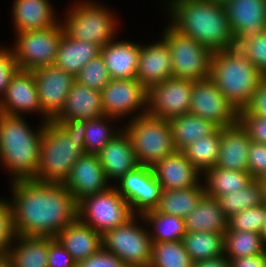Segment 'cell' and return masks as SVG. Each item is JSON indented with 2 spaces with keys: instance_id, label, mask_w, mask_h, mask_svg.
Here are the masks:
<instances>
[{
  "instance_id": "44dd1931",
  "label": "cell",
  "mask_w": 266,
  "mask_h": 267,
  "mask_svg": "<svg viewBox=\"0 0 266 267\" xmlns=\"http://www.w3.org/2000/svg\"><path fill=\"white\" fill-rule=\"evenodd\" d=\"M104 115L101 91L91 89L75 81L67 95L64 108L53 121L77 125L80 122Z\"/></svg>"
},
{
  "instance_id": "7bdbcfd3",
  "label": "cell",
  "mask_w": 266,
  "mask_h": 267,
  "mask_svg": "<svg viewBox=\"0 0 266 267\" xmlns=\"http://www.w3.org/2000/svg\"><path fill=\"white\" fill-rule=\"evenodd\" d=\"M237 47L266 77V29L260 35L242 41Z\"/></svg>"
},
{
  "instance_id": "5b68a950",
  "label": "cell",
  "mask_w": 266,
  "mask_h": 267,
  "mask_svg": "<svg viewBox=\"0 0 266 267\" xmlns=\"http://www.w3.org/2000/svg\"><path fill=\"white\" fill-rule=\"evenodd\" d=\"M264 78L238 47L213 52L210 79L238 112L248 106Z\"/></svg>"
},
{
  "instance_id": "6f0895ef",
  "label": "cell",
  "mask_w": 266,
  "mask_h": 267,
  "mask_svg": "<svg viewBox=\"0 0 266 267\" xmlns=\"http://www.w3.org/2000/svg\"><path fill=\"white\" fill-rule=\"evenodd\" d=\"M206 1H211V2H215V3H222V4H224L227 0H206Z\"/></svg>"
},
{
  "instance_id": "5bb4252c",
  "label": "cell",
  "mask_w": 266,
  "mask_h": 267,
  "mask_svg": "<svg viewBox=\"0 0 266 267\" xmlns=\"http://www.w3.org/2000/svg\"><path fill=\"white\" fill-rule=\"evenodd\" d=\"M189 113L214 122L220 128L238 123L239 112L210 78L195 81Z\"/></svg>"
},
{
  "instance_id": "f907efd6",
  "label": "cell",
  "mask_w": 266,
  "mask_h": 267,
  "mask_svg": "<svg viewBox=\"0 0 266 267\" xmlns=\"http://www.w3.org/2000/svg\"><path fill=\"white\" fill-rule=\"evenodd\" d=\"M242 111L246 115L266 117V77L260 82L250 103Z\"/></svg>"
},
{
  "instance_id": "ab89813d",
  "label": "cell",
  "mask_w": 266,
  "mask_h": 267,
  "mask_svg": "<svg viewBox=\"0 0 266 267\" xmlns=\"http://www.w3.org/2000/svg\"><path fill=\"white\" fill-rule=\"evenodd\" d=\"M193 263L182 240L153 242L149 267H192Z\"/></svg>"
},
{
  "instance_id": "11a10c76",
  "label": "cell",
  "mask_w": 266,
  "mask_h": 267,
  "mask_svg": "<svg viewBox=\"0 0 266 267\" xmlns=\"http://www.w3.org/2000/svg\"><path fill=\"white\" fill-rule=\"evenodd\" d=\"M0 267H10V265L4 258H0Z\"/></svg>"
},
{
  "instance_id": "484cf974",
  "label": "cell",
  "mask_w": 266,
  "mask_h": 267,
  "mask_svg": "<svg viewBox=\"0 0 266 267\" xmlns=\"http://www.w3.org/2000/svg\"><path fill=\"white\" fill-rule=\"evenodd\" d=\"M100 54L110 79H136L140 56L139 43L113 39L101 48Z\"/></svg>"
},
{
  "instance_id": "7dc6e473",
  "label": "cell",
  "mask_w": 266,
  "mask_h": 267,
  "mask_svg": "<svg viewBox=\"0 0 266 267\" xmlns=\"http://www.w3.org/2000/svg\"><path fill=\"white\" fill-rule=\"evenodd\" d=\"M238 122L247 131L250 141L266 144V117L246 115L241 110Z\"/></svg>"
},
{
  "instance_id": "9c48e42d",
  "label": "cell",
  "mask_w": 266,
  "mask_h": 267,
  "mask_svg": "<svg viewBox=\"0 0 266 267\" xmlns=\"http://www.w3.org/2000/svg\"><path fill=\"white\" fill-rule=\"evenodd\" d=\"M162 33L161 37L167 41L171 53L173 77L194 82L210 78L213 52L209 48L179 33L169 24Z\"/></svg>"
},
{
  "instance_id": "e575fe53",
  "label": "cell",
  "mask_w": 266,
  "mask_h": 267,
  "mask_svg": "<svg viewBox=\"0 0 266 267\" xmlns=\"http://www.w3.org/2000/svg\"><path fill=\"white\" fill-rule=\"evenodd\" d=\"M182 242L193 262L224 255V233L186 232Z\"/></svg>"
},
{
  "instance_id": "1f68e13d",
  "label": "cell",
  "mask_w": 266,
  "mask_h": 267,
  "mask_svg": "<svg viewBox=\"0 0 266 267\" xmlns=\"http://www.w3.org/2000/svg\"><path fill=\"white\" fill-rule=\"evenodd\" d=\"M204 194L205 188L202 182L186 189L163 190L154 210L184 219L192 213Z\"/></svg>"
},
{
  "instance_id": "277c9868",
  "label": "cell",
  "mask_w": 266,
  "mask_h": 267,
  "mask_svg": "<svg viewBox=\"0 0 266 267\" xmlns=\"http://www.w3.org/2000/svg\"><path fill=\"white\" fill-rule=\"evenodd\" d=\"M86 154L84 137L76 125L44 122L37 181L65 184L72 166Z\"/></svg>"
},
{
  "instance_id": "74e56055",
  "label": "cell",
  "mask_w": 266,
  "mask_h": 267,
  "mask_svg": "<svg viewBox=\"0 0 266 267\" xmlns=\"http://www.w3.org/2000/svg\"><path fill=\"white\" fill-rule=\"evenodd\" d=\"M220 149V128L210 135L203 136L186 146L182 153L203 174L216 166Z\"/></svg>"
},
{
  "instance_id": "ac0fdd59",
  "label": "cell",
  "mask_w": 266,
  "mask_h": 267,
  "mask_svg": "<svg viewBox=\"0 0 266 267\" xmlns=\"http://www.w3.org/2000/svg\"><path fill=\"white\" fill-rule=\"evenodd\" d=\"M0 112L19 116L33 113L42 116V122L50 121L41 111L33 71H17L0 101Z\"/></svg>"
},
{
  "instance_id": "ba28073f",
  "label": "cell",
  "mask_w": 266,
  "mask_h": 267,
  "mask_svg": "<svg viewBox=\"0 0 266 267\" xmlns=\"http://www.w3.org/2000/svg\"><path fill=\"white\" fill-rule=\"evenodd\" d=\"M146 226L142 215H135L127 223L105 232L102 248L117 255L126 267H149L153 242Z\"/></svg>"
},
{
  "instance_id": "30bf717a",
  "label": "cell",
  "mask_w": 266,
  "mask_h": 267,
  "mask_svg": "<svg viewBox=\"0 0 266 267\" xmlns=\"http://www.w3.org/2000/svg\"><path fill=\"white\" fill-rule=\"evenodd\" d=\"M134 216L131 206L114 185L78 203V218L101 235L127 223Z\"/></svg>"
},
{
  "instance_id": "4dcf8cb0",
  "label": "cell",
  "mask_w": 266,
  "mask_h": 267,
  "mask_svg": "<svg viewBox=\"0 0 266 267\" xmlns=\"http://www.w3.org/2000/svg\"><path fill=\"white\" fill-rule=\"evenodd\" d=\"M171 126L176 150L182 151L193 141L214 134L220 127L214 122L190 113L178 115L168 120Z\"/></svg>"
},
{
  "instance_id": "f6af8a7d",
  "label": "cell",
  "mask_w": 266,
  "mask_h": 267,
  "mask_svg": "<svg viewBox=\"0 0 266 267\" xmlns=\"http://www.w3.org/2000/svg\"><path fill=\"white\" fill-rule=\"evenodd\" d=\"M18 70L19 66L15 60L13 49L0 47V101Z\"/></svg>"
},
{
  "instance_id": "681fc988",
  "label": "cell",
  "mask_w": 266,
  "mask_h": 267,
  "mask_svg": "<svg viewBox=\"0 0 266 267\" xmlns=\"http://www.w3.org/2000/svg\"><path fill=\"white\" fill-rule=\"evenodd\" d=\"M71 254L55 239L49 237L48 267H76Z\"/></svg>"
},
{
  "instance_id": "8d00e7d4",
  "label": "cell",
  "mask_w": 266,
  "mask_h": 267,
  "mask_svg": "<svg viewBox=\"0 0 266 267\" xmlns=\"http://www.w3.org/2000/svg\"><path fill=\"white\" fill-rule=\"evenodd\" d=\"M265 252L266 247L260 233L233 230H226L224 233V255L229 260Z\"/></svg>"
},
{
  "instance_id": "83f0119b",
  "label": "cell",
  "mask_w": 266,
  "mask_h": 267,
  "mask_svg": "<svg viewBox=\"0 0 266 267\" xmlns=\"http://www.w3.org/2000/svg\"><path fill=\"white\" fill-rule=\"evenodd\" d=\"M49 237L15 235L4 259L10 267H48Z\"/></svg>"
},
{
  "instance_id": "d4e9b609",
  "label": "cell",
  "mask_w": 266,
  "mask_h": 267,
  "mask_svg": "<svg viewBox=\"0 0 266 267\" xmlns=\"http://www.w3.org/2000/svg\"><path fill=\"white\" fill-rule=\"evenodd\" d=\"M11 12L15 33L45 30L61 21L49 0H14Z\"/></svg>"
},
{
  "instance_id": "4316f807",
  "label": "cell",
  "mask_w": 266,
  "mask_h": 267,
  "mask_svg": "<svg viewBox=\"0 0 266 267\" xmlns=\"http://www.w3.org/2000/svg\"><path fill=\"white\" fill-rule=\"evenodd\" d=\"M55 239L71 254L76 263L102 248V235L79 218L66 226Z\"/></svg>"
},
{
  "instance_id": "d6986e66",
  "label": "cell",
  "mask_w": 266,
  "mask_h": 267,
  "mask_svg": "<svg viewBox=\"0 0 266 267\" xmlns=\"http://www.w3.org/2000/svg\"><path fill=\"white\" fill-rule=\"evenodd\" d=\"M79 203L85 197L107 190L113 184L106 178L97 154L86 153L72 166L64 184Z\"/></svg>"
},
{
  "instance_id": "ee69618b",
  "label": "cell",
  "mask_w": 266,
  "mask_h": 267,
  "mask_svg": "<svg viewBox=\"0 0 266 267\" xmlns=\"http://www.w3.org/2000/svg\"><path fill=\"white\" fill-rule=\"evenodd\" d=\"M14 237L10 201L0 197V258H4Z\"/></svg>"
},
{
  "instance_id": "f5cc1de1",
  "label": "cell",
  "mask_w": 266,
  "mask_h": 267,
  "mask_svg": "<svg viewBox=\"0 0 266 267\" xmlns=\"http://www.w3.org/2000/svg\"><path fill=\"white\" fill-rule=\"evenodd\" d=\"M192 267H230V260L225 255H221L194 262Z\"/></svg>"
},
{
  "instance_id": "52a82bcc",
  "label": "cell",
  "mask_w": 266,
  "mask_h": 267,
  "mask_svg": "<svg viewBox=\"0 0 266 267\" xmlns=\"http://www.w3.org/2000/svg\"><path fill=\"white\" fill-rule=\"evenodd\" d=\"M122 129L129 136L136 159L141 166L152 167L176 151L168 120L147 113L128 120Z\"/></svg>"
},
{
  "instance_id": "f546056e",
  "label": "cell",
  "mask_w": 266,
  "mask_h": 267,
  "mask_svg": "<svg viewBox=\"0 0 266 267\" xmlns=\"http://www.w3.org/2000/svg\"><path fill=\"white\" fill-rule=\"evenodd\" d=\"M100 50L101 48L96 44L75 40L64 33L54 64L76 77L90 60L100 55Z\"/></svg>"
},
{
  "instance_id": "c3c4849f",
  "label": "cell",
  "mask_w": 266,
  "mask_h": 267,
  "mask_svg": "<svg viewBox=\"0 0 266 267\" xmlns=\"http://www.w3.org/2000/svg\"><path fill=\"white\" fill-rule=\"evenodd\" d=\"M76 267H126V265L117 255L101 248L97 253L79 261Z\"/></svg>"
},
{
  "instance_id": "d6a6232c",
  "label": "cell",
  "mask_w": 266,
  "mask_h": 267,
  "mask_svg": "<svg viewBox=\"0 0 266 267\" xmlns=\"http://www.w3.org/2000/svg\"><path fill=\"white\" fill-rule=\"evenodd\" d=\"M202 179L205 181L202 180L205 193L215 198L242 189L253 180L248 171L223 169L216 166L207 169L202 174Z\"/></svg>"
},
{
  "instance_id": "836d02e7",
  "label": "cell",
  "mask_w": 266,
  "mask_h": 267,
  "mask_svg": "<svg viewBox=\"0 0 266 267\" xmlns=\"http://www.w3.org/2000/svg\"><path fill=\"white\" fill-rule=\"evenodd\" d=\"M112 121L116 122L117 119L104 115L76 125L84 137L86 153L98 154L110 140L123 130L122 127L114 128Z\"/></svg>"
},
{
  "instance_id": "603a6c76",
  "label": "cell",
  "mask_w": 266,
  "mask_h": 267,
  "mask_svg": "<svg viewBox=\"0 0 266 267\" xmlns=\"http://www.w3.org/2000/svg\"><path fill=\"white\" fill-rule=\"evenodd\" d=\"M109 182L115 183L139 165L133 145L124 130L120 131L97 154Z\"/></svg>"
},
{
  "instance_id": "f1b7e54d",
  "label": "cell",
  "mask_w": 266,
  "mask_h": 267,
  "mask_svg": "<svg viewBox=\"0 0 266 267\" xmlns=\"http://www.w3.org/2000/svg\"><path fill=\"white\" fill-rule=\"evenodd\" d=\"M184 224L186 232L225 233L228 217L219 201L205 193L192 213L184 218Z\"/></svg>"
},
{
  "instance_id": "7a4b0ae2",
  "label": "cell",
  "mask_w": 266,
  "mask_h": 267,
  "mask_svg": "<svg viewBox=\"0 0 266 267\" xmlns=\"http://www.w3.org/2000/svg\"><path fill=\"white\" fill-rule=\"evenodd\" d=\"M168 1V2H167ZM168 24L179 33L192 37L212 52L236 47L222 3L206 0H166Z\"/></svg>"
},
{
  "instance_id": "cb8c5ba5",
  "label": "cell",
  "mask_w": 266,
  "mask_h": 267,
  "mask_svg": "<svg viewBox=\"0 0 266 267\" xmlns=\"http://www.w3.org/2000/svg\"><path fill=\"white\" fill-rule=\"evenodd\" d=\"M250 138L238 122L220 128V149L216 167L236 171H248Z\"/></svg>"
},
{
  "instance_id": "816d5d0a",
  "label": "cell",
  "mask_w": 266,
  "mask_h": 267,
  "mask_svg": "<svg viewBox=\"0 0 266 267\" xmlns=\"http://www.w3.org/2000/svg\"><path fill=\"white\" fill-rule=\"evenodd\" d=\"M230 267H266V252L230 260Z\"/></svg>"
},
{
  "instance_id": "3957f363",
  "label": "cell",
  "mask_w": 266,
  "mask_h": 267,
  "mask_svg": "<svg viewBox=\"0 0 266 267\" xmlns=\"http://www.w3.org/2000/svg\"><path fill=\"white\" fill-rule=\"evenodd\" d=\"M25 116L0 112V163L12 181L34 179L40 160L44 122L36 130Z\"/></svg>"
},
{
  "instance_id": "9a60e30c",
  "label": "cell",
  "mask_w": 266,
  "mask_h": 267,
  "mask_svg": "<svg viewBox=\"0 0 266 267\" xmlns=\"http://www.w3.org/2000/svg\"><path fill=\"white\" fill-rule=\"evenodd\" d=\"M113 185L129 203L135 215L154 210L163 191L151 167L141 165L126 173Z\"/></svg>"
},
{
  "instance_id": "bcb514c9",
  "label": "cell",
  "mask_w": 266,
  "mask_h": 267,
  "mask_svg": "<svg viewBox=\"0 0 266 267\" xmlns=\"http://www.w3.org/2000/svg\"><path fill=\"white\" fill-rule=\"evenodd\" d=\"M248 172L254 180L266 176V144L250 141L248 150Z\"/></svg>"
},
{
  "instance_id": "db71d44e",
  "label": "cell",
  "mask_w": 266,
  "mask_h": 267,
  "mask_svg": "<svg viewBox=\"0 0 266 267\" xmlns=\"http://www.w3.org/2000/svg\"><path fill=\"white\" fill-rule=\"evenodd\" d=\"M258 181L261 184L262 191H263V200H264V203L266 204V176L261 177Z\"/></svg>"
},
{
  "instance_id": "7c38bea8",
  "label": "cell",
  "mask_w": 266,
  "mask_h": 267,
  "mask_svg": "<svg viewBox=\"0 0 266 267\" xmlns=\"http://www.w3.org/2000/svg\"><path fill=\"white\" fill-rule=\"evenodd\" d=\"M147 96L148 90L137 78L111 79L101 90L104 114L118 120L130 115L129 120L135 119L147 113Z\"/></svg>"
},
{
  "instance_id": "4fadbf2b",
  "label": "cell",
  "mask_w": 266,
  "mask_h": 267,
  "mask_svg": "<svg viewBox=\"0 0 266 267\" xmlns=\"http://www.w3.org/2000/svg\"><path fill=\"white\" fill-rule=\"evenodd\" d=\"M193 83L192 80L172 76L150 87L147 96V114L169 120L189 113Z\"/></svg>"
},
{
  "instance_id": "8992f818",
  "label": "cell",
  "mask_w": 266,
  "mask_h": 267,
  "mask_svg": "<svg viewBox=\"0 0 266 267\" xmlns=\"http://www.w3.org/2000/svg\"><path fill=\"white\" fill-rule=\"evenodd\" d=\"M69 7L60 21L68 37L88 41L102 48L118 35L119 17L102 2L78 0Z\"/></svg>"
},
{
  "instance_id": "2e32d148",
  "label": "cell",
  "mask_w": 266,
  "mask_h": 267,
  "mask_svg": "<svg viewBox=\"0 0 266 267\" xmlns=\"http://www.w3.org/2000/svg\"><path fill=\"white\" fill-rule=\"evenodd\" d=\"M42 113L53 121L65 106L75 77L55 64L33 70Z\"/></svg>"
},
{
  "instance_id": "60d3db41",
  "label": "cell",
  "mask_w": 266,
  "mask_h": 267,
  "mask_svg": "<svg viewBox=\"0 0 266 267\" xmlns=\"http://www.w3.org/2000/svg\"><path fill=\"white\" fill-rule=\"evenodd\" d=\"M266 223V204L247 208L228 218L227 230L263 233Z\"/></svg>"
},
{
  "instance_id": "6da1fadb",
  "label": "cell",
  "mask_w": 266,
  "mask_h": 267,
  "mask_svg": "<svg viewBox=\"0 0 266 267\" xmlns=\"http://www.w3.org/2000/svg\"><path fill=\"white\" fill-rule=\"evenodd\" d=\"M10 188L15 235L55 238L78 218V203L64 184L21 179Z\"/></svg>"
},
{
  "instance_id": "ffe728a7",
  "label": "cell",
  "mask_w": 266,
  "mask_h": 267,
  "mask_svg": "<svg viewBox=\"0 0 266 267\" xmlns=\"http://www.w3.org/2000/svg\"><path fill=\"white\" fill-rule=\"evenodd\" d=\"M172 76V58L167 41L162 37L155 43H140L136 78L141 84L148 90Z\"/></svg>"
},
{
  "instance_id": "8fae6325",
  "label": "cell",
  "mask_w": 266,
  "mask_h": 267,
  "mask_svg": "<svg viewBox=\"0 0 266 267\" xmlns=\"http://www.w3.org/2000/svg\"><path fill=\"white\" fill-rule=\"evenodd\" d=\"M61 22L45 30L15 33L13 53L20 70L33 71L53 65L64 35Z\"/></svg>"
},
{
  "instance_id": "7402d4cb",
  "label": "cell",
  "mask_w": 266,
  "mask_h": 267,
  "mask_svg": "<svg viewBox=\"0 0 266 267\" xmlns=\"http://www.w3.org/2000/svg\"><path fill=\"white\" fill-rule=\"evenodd\" d=\"M163 190L186 189L201 182V172L180 150L167 155L151 167Z\"/></svg>"
},
{
  "instance_id": "f35d334b",
  "label": "cell",
  "mask_w": 266,
  "mask_h": 267,
  "mask_svg": "<svg viewBox=\"0 0 266 267\" xmlns=\"http://www.w3.org/2000/svg\"><path fill=\"white\" fill-rule=\"evenodd\" d=\"M216 199L228 218L247 208L256 207L264 203L261 184L254 179L242 189L217 196Z\"/></svg>"
},
{
  "instance_id": "b9f144b4",
  "label": "cell",
  "mask_w": 266,
  "mask_h": 267,
  "mask_svg": "<svg viewBox=\"0 0 266 267\" xmlns=\"http://www.w3.org/2000/svg\"><path fill=\"white\" fill-rule=\"evenodd\" d=\"M75 79L81 85L101 91L111 80L101 54L90 60Z\"/></svg>"
},
{
  "instance_id": "e0dca14e",
  "label": "cell",
  "mask_w": 266,
  "mask_h": 267,
  "mask_svg": "<svg viewBox=\"0 0 266 267\" xmlns=\"http://www.w3.org/2000/svg\"><path fill=\"white\" fill-rule=\"evenodd\" d=\"M223 5L236 47L266 29V0H227Z\"/></svg>"
},
{
  "instance_id": "d590c367",
  "label": "cell",
  "mask_w": 266,
  "mask_h": 267,
  "mask_svg": "<svg viewBox=\"0 0 266 267\" xmlns=\"http://www.w3.org/2000/svg\"><path fill=\"white\" fill-rule=\"evenodd\" d=\"M142 217L149 225L147 227L152 242L182 240L186 234L184 219L181 217L159 213L155 210L144 213Z\"/></svg>"
},
{
  "instance_id": "9f6ffc18",
  "label": "cell",
  "mask_w": 266,
  "mask_h": 267,
  "mask_svg": "<svg viewBox=\"0 0 266 267\" xmlns=\"http://www.w3.org/2000/svg\"><path fill=\"white\" fill-rule=\"evenodd\" d=\"M262 237H263L264 245L266 247V223H265V227H264V230H263V233H262Z\"/></svg>"
}]
</instances>
